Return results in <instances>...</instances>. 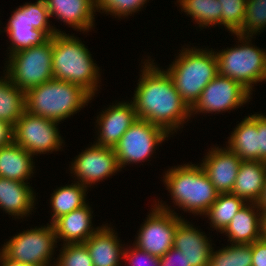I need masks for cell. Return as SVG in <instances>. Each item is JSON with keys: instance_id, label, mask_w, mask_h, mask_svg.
<instances>
[{"instance_id": "cell-36", "label": "cell", "mask_w": 266, "mask_h": 266, "mask_svg": "<svg viewBox=\"0 0 266 266\" xmlns=\"http://www.w3.org/2000/svg\"><path fill=\"white\" fill-rule=\"evenodd\" d=\"M258 161L266 162V115L257 113Z\"/></svg>"}, {"instance_id": "cell-20", "label": "cell", "mask_w": 266, "mask_h": 266, "mask_svg": "<svg viewBox=\"0 0 266 266\" xmlns=\"http://www.w3.org/2000/svg\"><path fill=\"white\" fill-rule=\"evenodd\" d=\"M230 244H252L263 235V212L257 203H246L222 232Z\"/></svg>"}, {"instance_id": "cell-19", "label": "cell", "mask_w": 266, "mask_h": 266, "mask_svg": "<svg viewBox=\"0 0 266 266\" xmlns=\"http://www.w3.org/2000/svg\"><path fill=\"white\" fill-rule=\"evenodd\" d=\"M92 210L87 202L81 208L56 219L52 226L55 230L57 242L61 241L63 244L84 243L96 233L104 224L96 228L93 227Z\"/></svg>"}, {"instance_id": "cell-34", "label": "cell", "mask_w": 266, "mask_h": 266, "mask_svg": "<svg viewBox=\"0 0 266 266\" xmlns=\"http://www.w3.org/2000/svg\"><path fill=\"white\" fill-rule=\"evenodd\" d=\"M61 246L54 266H93L90 253L84 243Z\"/></svg>"}, {"instance_id": "cell-35", "label": "cell", "mask_w": 266, "mask_h": 266, "mask_svg": "<svg viewBox=\"0 0 266 266\" xmlns=\"http://www.w3.org/2000/svg\"><path fill=\"white\" fill-rule=\"evenodd\" d=\"M125 266H160V258L149 254L134 244L125 245L123 252ZM127 263V264H126Z\"/></svg>"}, {"instance_id": "cell-12", "label": "cell", "mask_w": 266, "mask_h": 266, "mask_svg": "<svg viewBox=\"0 0 266 266\" xmlns=\"http://www.w3.org/2000/svg\"><path fill=\"white\" fill-rule=\"evenodd\" d=\"M59 124L58 121L25 111L13 126L14 142L32 156L60 151L65 140L57 127Z\"/></svg>"}, {"instance_id": "cell-30", "label": "cell", "mask_w": 266, "mask_h": 266, "mask_svg": "<svg viewBox=\"0 0 266 266\" xmlns=\"http://www.w3.org/2000/svg\"><path fill=\"white\" fill-rule=\"evenodd\" d=\"M251 244H228L219 250L214 247L208 266H252Z\"/></svg>"}, {"instance_id": "cell-13", "label": "cell", "mask_w": 266, "mask_h": 266, "mask_svg": "<svg viewBox=\"0 0 266 266\" xmlns=\"http://www.w3.org/2000/svg\"><path fill=\"white\" fill-rule=\"evenodd\" d=\"M253 96L244 86L231 78L217 74L203 89L199 99L191 107L196 114H219L233 111L250 102Z\"/></svg>"}, {"instance_id": "cell-10", "label": "cell", "mask_w": 266, "mask_h": 266, "mask_svg": "<svg viewBox=\"0 0 266 266\" xmlns=\"http://www.w3.org/2000/svg\"><path fill=\"white\" fill-rule=\"evenodd\" d=\"M156 200L140 225L133 244L149 254L161 257L173 247L176 228L183 217L171 205Z\"/></svg>"}, {"instance_id": "cell-31", "label": "cell", "mask_w": 266, "mask_h": 266, "mask_svg": "<svg viewBox=\"0 0 266 266\" xmlns=\"http://www.w3.org/2000/svg\"><path fill=\"white\" fill-rule=\"evenodd\" d=\"M266 29V0H247L240 36H256Z\"/></svg>"}, {"instance_id": "cell-24", "label": "cell", "mask_w": 266, "mask_h": 266, "mask_svg": "<svg viewBox=\"0 0 266 266\" xmlns=\"http://www.w3.org/2000/svg\"><path fill=\"white\" fill-rule=\"evenodd\" d=\"M266 179V162L242 161L235 179L232 194L247 203H257L261 197Z\"/></svg>"}, {"instance_id": "cell-1", "label": "cell", "mask_w": 266, "mask_h": 266, "mask_svg": "<svg viewBox=\"0 0 266 266\" xmlns=\"http://www.w3.org/2000/svg\"><path fill=\"white\" fill-rule=\"evenodd\" d=\"M141 64L139 82L131 98L138 119L161 127L171 137L192 118L191 108L165 69L158 67L150 57L142 59Z\"/></svg>"}, {"instance_id": "cell-25", "label": "cell", "mask_w": 266, "mask_h": 266, "mask_svg": "<svg viewBox=\"0 0 266 266\" xmlns=\"http://www.w3.org/2000/svg\"><path fill=\"white\" fill-rule=\"evenodd\" d=\"M245 118L238 123L226 147L233 151L242 161H258V131H257V113L244 116Z\"/></svg>"}, {"instance_id": "cell-29", "label": "cell", "mask_w": 266, "mask_h": 266, "mask_svg": "<svg viewBox=\"0 0 266 266\" xmlns=\"http://www.w3.org/2000/svg\"><path fill=\"white\" fill-rule=\"evenodd\" d=\"M26 111L25 92L3 73L0 77V120L13 126Z\"/></svg>"}, {"instance_id": "cell-26", "label": "cell", "mask_w": 266, "mask_h": 266, "mask_svg": "<svg viewBox=\"0 0 266 266\" xmlns=\"http://www.w3.org/2000/svg\"><path fill=\"white\" fill-rule=\"evenodd\" d=\"M88 188L76 181L65 186H60L53 190L50 199L51 219L52 224L59 217L70 213L73 210L79 209L86 205Z\"/></svg>"}, {"instance_id": "cell-11", "label": "cell", "mask_w": 266, "mask_h": 266, "mask_svg": "<svg viewBox=\"0 0 266 266\" xmlns=\"http://www.w3.org/2000/svg\"><path fill=\"white\" fill-rule=\"evenodd\" d=\"M169 136L161 127L137 119L113 148L119 167L124 169L126 165L151 161L149 159L156 153L159 144L168 140Z\"/></svg>"}, {"instance_id": "cell-41", "label": "cell", "mask_w": 266, "mask_h": 266, "mask_svg": "<svg viewBox=\"0 0 266 266\" xmlns=\"http://www.w3.org/2000/svg\"><path fill=\"white\" fill-rule=\"evenodd\" d=\"M257 205L261 208L262 212L266 211V179H265V184L262 190L261 197L259 201L257 202Z\"/></svg>"}, {"instance_id": "cell-14", "label": "cell", "mask_w": 266, "mask_h": 266, "mask_svg": "<svg viewBox=\"0 0 266 266\" xmlns=\"http://www.w3.org/2000/svg\"><path fill=\"white\" fill-rule=\"evenodd\" d=\"M74 181L88 189L121 171L113 148L91 143L69 165ZM77 178V179H76ZM96 183V184H95Z\"/></svg>"}, {"instance_id": "cell-32", "label": "cell", "mask_w": 266, "mask_h": 266, "mask_svg": "<svg viewBox=\"0 0 266 266\" xmlns=\"http://www.w3.org/2000/svg\"><path fill=\"white\" fill-rule=\"evenodd\" d=\"M148 2L149 0H95V7L96 12L122 19L138 13Z\"/></svg>"}, {"instance_id": "cell-16", "label": "cell", "mask_w": 266, "mask_h": 266, "mask_svg": "<svg viewBox=\"0 0 266 266\" xmlns=\"http://www.w3.org/2000/svg\"><path fill=\"white\" fill-rule=\"evenodd\" d=\"M216 146L209 148L199 164L219 193H231L242 160L227 147Z\"/></svg>"}, {"instance_id": "cell-4", "label": "cell", "mask_w": 266, "mask_h": 266, "mask_svg": "<svg viewBox=\"0 0 266 266\" xmlns=\"http://www.w3.org/2000/svg\"><path fill=\"white\" fill-rule=\"evenodd\" d=\"M92 99L81 86L56 79L25 92L27 112L58 122L80 112Z\"/></svg>"}, {"instance_id": "cell-39", "label": "cell", "mask_w": 266, "mask_h": 266, "mask_svg": "<svg viewBox=\"0 0 266 266\" xmlns=\"http://www.w3.org/2000/svg\"><path fill=\"white\" fill-rule=\"evenodd\" d=\"M14 141V128L9 122L0 120V147L7 146Z\"/></svg>"}, {"instance_id": "cell-6", "label": "cell", "mask_w": 266, "mask_h": 266, "mask_svg": "<svg viewBox=\"0 0 266 266\" xmlns=\"http://www.w3.org/2000/svg\"><path fill=\"white\" fill-rule=\"evenodd\" d=\"M5 26L10 45L7 55L39 46L48 41L56 33H65L50 24V15L45 0L35 3L27 2L13 10ZM9 51V53H8Z\"/></svg>"}, {"instance_id": "cell-38", "label": "cell", "mask_w": 266, "mask_h": 266, "mask_svg": "<svg viewBox=\"0 0 266 266\" xmlns=\"http://www.w3.org/2000/svg\"><path fill=\"white\" fill-rule=\"evenodd\" d=\"M160 266H187L186 259L181 251L172 247L166 254L159 257Z\"/></svg>"}, {"instance_id": "cell-2", "label": "cell", "mask_w": 266, "mask_h": 266, "mask_svg": "<svg viewBox=\"0 0 266 266\" xmlns=\"http://www.w3.org/2000/svg\"><path fill=\"white\" fill-rule=\"evenodd\" d=\"M52 68L53 79L79 85L93 97L100 90L101 69L88 47L74 34L65 32L53 36Z\"/></svg>"}, {"instance_id": "cell-37", "label": "cell", "mask_w": 266, "mask_h": 266, "mask_svg": "<svg viewBox=\"0 0 266 266\" xmlns=\"http://www.w3.org/2000/svg\"><path fill=\"white\" fill-rule=\"evenodd\" d=\"M252 266H266V237L251 244Z\"/></svg>"}, {"instance_id": "cell-28", "label": "cell", "mask_w": 266, "mask_h": 266, "mask_svg": "<svg viewBox=\"0 0 266 266\" xmlns=\"http://www.w3.org/2000/svg\"><path fill=\"white\" fill-rule=\"evenodd\" d=\"M179 4L181 12H185L187 16L195 21L200 31L202 28L221 25L222 5L219 0H176Z\"/></svg>"}, {"instance_id": "cell-9", "label": "cell", "mask_w": 266, "mask_h": 266, "mask_svg": "<svg viewBox=\"0 0 266 266\" xmlns=\"http://www.w3.org/2000/svg\"><path fill=\"white\" fill-rule=\"evenodd\" d=\"M57 239L52 224L30 228L12 236L4 242L0 252L9 260L54 266ZM52 260H54L52 262Z\"/></svg>"}, {"instance_id": "cell-42", "label": "cell", "mask_w": 266, "mask_h": 266, "mask_svg": "<svg viewBox=\"0 0 266 266\" xmlns=\"http://www.w3.org/2000/svg\"><path fill=\"white\" fill-rule=\"evenodd\" d=\"M263 235L266 237V211H263Z\"/></svg>"}, {"instance_id": "cell-33", "label": "cell", "mask_w": 266, "mask_h": 266, "mask_svg": "<svg viewBox=\"0 0 266 266\" xmlns=\"http://www.w3.org/2000/svg\"><path fill=\"white\" fill-rule=\"evenodd\" d=\"M247 0H219L222 5L221 26L231 34H237L245 20Z\"/></svg>"}, {"instance_id": "cell-18", "label": "cell", "mask_w": 266, "mask_h": 266, "mask_svg": "<svg viewBox=\"0 0 266 266\" xmlns=\"http://www.w3.org/2000/svg\"><path fill=\"white\" fill-rule=\"evenodd\" d=\"M50 17L69 28L88 33L95 27V0H45Z\"/></svg>"}, {"instance_id": "cell-40", "label": "cell", "mask_w": 266, "mask_h": 266, "mask_svg": "<svg viewBox=\"0 0 266 266\" xmlns=\"http://www.w3.org/2000/svg\"><path fill=\"white\" fill-rule=\"evenodd\" d=\"M0 266H42V265L34 263H22V262L9 260L0 252Z\"/></svg>"}, {"instance_id": "cell-17", "label": "cell", "mask_w": 266, "mask_h": 266, "mask_svg": "<svg viewBox=\"0 0 266 266\" xmlns=\"http://www.w3.org/2000/svg\"><path fill=\"white\" fill-rule=\"evenodd\" d=\"M211 238L183 218L177 225L173 247L184 255L187 266H208L213 249Z\"/></svg>"}, {"instance_id": "cell-23", "label": "cell", "mask_w": 266, "mask_h": 266, "mask_svg": "<svg viewBox=\"0 0 266 266\" xmlns=\"http://www.w3.org/2000/svg\"><path fill=\"white\" fill-rule=\"evenodd\" d=\"M33 158L34 156L14 141L0 147V177L30 183L28 181L36 172Z\"/></svg>"}, {"instance_id": "cell-22", "label": "cell", "mask_w": 266, "mask_h": 266, "mask_svg": "<svg viewBox=\"0 0 266 266\" xmlns=\"http://www.w3.org/2000/svg\"><path fill=\"white\" fill-rule=\"evenodd\" d=\"M121 242L114 228L106 223L84 244L90 253L93 266H121L125 249V243Z\"/></svg>"}, {"instance_id": "cell-15", "label": "cell", "mask_w": 266, "mask_h": 266, "mask_svg": "<svg viewBox=\"0 0 266 266\" xmlns=\"http://www.w3.org/2000/svg\"><path fill=\"white\" fill-rule=\"evenodd\" d=\"M97 138L95 143L98 146L114 148L120 141L123 134L138 119L133 102L115 101L109 107L103 109L96 118ZM98 131V132H97Z\"/></svg>"}, {"instance_id": "cell-7", "label": "cell", "mask_w": 266, "mask_h": 266, "mask_svg": "<svg viewBox=\"0 0 266 266\" xmlns=\"http://www.w3.org/2000/svg\"><path fill=\"white\" fill-rule=\"evenodd\" d=\"M232 35L236 36L238 44L222 50L214 49L218 74L239 82L253 94L254 86L266 81V50L253 45L254 37Z\"/></svg>"}, {"instance_id": "cell-3", "label": "cell", "mask_w": 266, "mask_h": 266, "mask_svg": "<svg viewBox=\"0 0 266 266\" xmlns=\"http://www.w3.org/2000/svg\"><path fill=\"white\" fill-rule=\"evenodd\" d=\"M162 178L175 207L195 216H203L219 195L198 163L171 166Z\"/></svg>"}, {"instance_id": "cell-27", "label": "cell", "mask_w": 266, "mask_h": 266, "mask_svg": "<svg viewBox=\"0 0 266 266\" xmlns=\"http://www.w3.org/2000/svg\"><path fill=\"white\" fill-rule=\"evenodd\" d=\"M247 202L232 193H219L216 201L211 205L203 217H208L210 227L216 232H222L230 224L233 217Z\"/></svg>"}, {"instance_id": "cell-5", "label": "cell", "mask_w": 266, "mask_h": 266, "mask_svg": "<svg viewBox=\"0 0 266 266\" xmlns=\"http://www.w3.org/2000/svg\"><path fill=\"white\" fill-rule=\"evenodd\" d=\"M181 48L165 70L172 77L181 98L191 108L218 74L217 58L212 48L190 45Z\"/></svg>"}, {"instance_id": "cell-21", "label": "cell", "mask_w": 266, "mask_h": 266, "mask_svg": "<svg viewBox=\"0 0 266 266\" xmlns=\"http://www.w3.org/2000/svg\"><path fill=\"white\" fill-rule=\"evenodd\" d=\"M35 193L30 183L0 177V209L12 218L14 216L15 220H23L35 212Z\"/></svg>"}, {"instance_id": "cell-8", "label": "cell", "mask_w": 266, "mask_h": 266, "mask_svg": "<svg viewBox=\"0 0 266 266\" xmlns=\"http://www.w3.org/2000/svg\"><path fill=\"white\" fill-rule=\"evenodd\" d=\"M53 36L39 46L10 54L3 73L23 92L53 79Z\"/></svg>"}]
</instances>
